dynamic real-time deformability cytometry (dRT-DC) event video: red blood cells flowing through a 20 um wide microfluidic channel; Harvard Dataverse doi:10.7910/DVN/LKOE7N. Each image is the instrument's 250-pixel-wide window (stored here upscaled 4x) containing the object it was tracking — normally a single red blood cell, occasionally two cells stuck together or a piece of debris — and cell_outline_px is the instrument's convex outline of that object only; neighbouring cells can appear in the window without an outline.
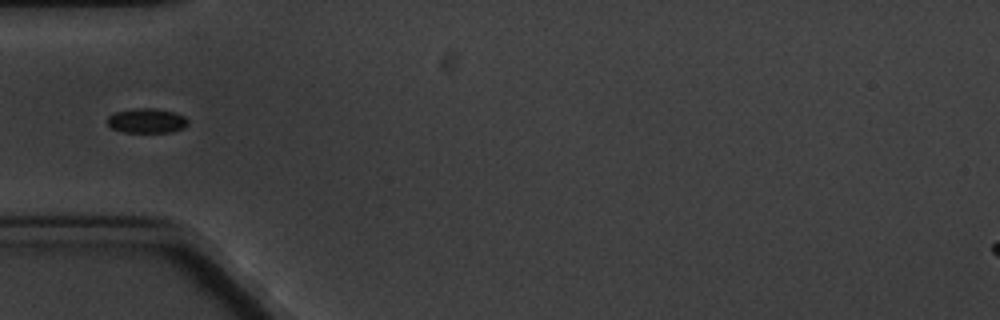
{"species": "common noctule bat (a hibernating species)", "species_latin": "Nyctalus noctula", "temperature_condition": "cold", "stored_images_in_passage": 9, "camera_frame_rate_fps": 3000, "um_per_image_px": 0.085, "animal": {"sex": "male", "body_mass_g": 20.1, "forearm_length_mm": 53.5}, "frame": {"image": 1, "passage_image": 4, "time_ms": 4.333, "image_size_px": [1000, 320], "cell_outline_px": [[188, 124], [184, 128], [172, 132], [124, 132], [112, 128], [108, 124], [108, 116], [116, 112], [132, 108], [156, 108], [176, 112], [184, 116], [188, 120]], "centroid_in_image_um": [12.51, 10.25], "position_along_channel_um": 72.5, "area_um2": 11.68}}